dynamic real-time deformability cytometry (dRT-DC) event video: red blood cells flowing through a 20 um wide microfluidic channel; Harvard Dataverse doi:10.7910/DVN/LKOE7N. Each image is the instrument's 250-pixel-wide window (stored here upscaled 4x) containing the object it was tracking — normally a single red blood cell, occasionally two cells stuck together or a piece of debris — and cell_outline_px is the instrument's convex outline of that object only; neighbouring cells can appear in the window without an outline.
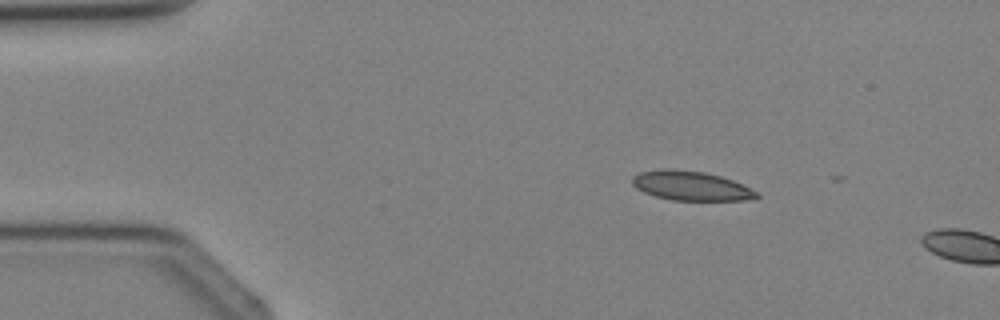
{"species": "Egyptian fruit bat (a non-hibernating species)", "species_latin": "Rousettus aegyptiacus", "temperature_condition": "cold", "stored_images_in_passage": 2, "camera_frame_rate_fps": 3000, "um_per_image_px": 0.085, "animal": {"sex": "female"}, "frame": {"image": 1, "passage_image": 1, "time_ms": 0.0, "image_size_px": [1000, 320], "cell_outline_px": [[760, 196], [756, 200], [672, 200], [656, 196], [644, 192], [636, 188], [632, 184], [632, 176], [640, 172], [664, 168], [668, 168], [704, 172], [720, 176], [744, 184], [756, 192]], "centroid_in_image_um": [58.74, 15.79], "position_along_channel_um": 26.3, "area_um2": 21.33}}